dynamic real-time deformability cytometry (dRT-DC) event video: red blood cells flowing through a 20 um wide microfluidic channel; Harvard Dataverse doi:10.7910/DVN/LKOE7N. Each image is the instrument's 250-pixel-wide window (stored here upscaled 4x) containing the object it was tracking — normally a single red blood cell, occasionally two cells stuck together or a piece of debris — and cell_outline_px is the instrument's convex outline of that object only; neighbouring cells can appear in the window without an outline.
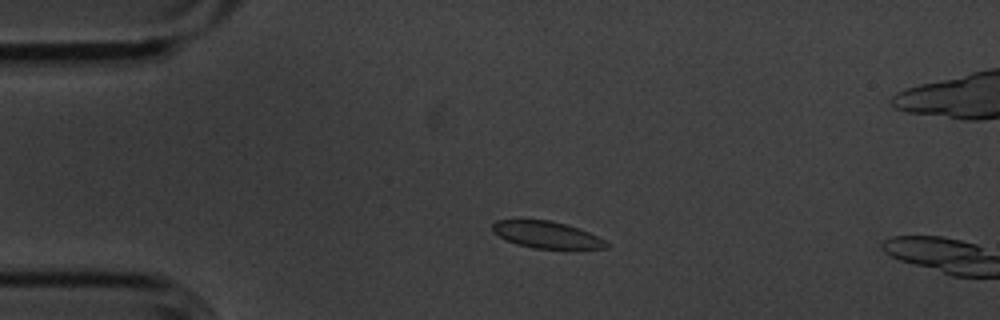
{"species": "common noctule bat (a hibernating species)", "species_latin": "Nyctalus noctula", "temperature_condition": "cold", "stored_images_in_passage": 3, "camera_frame_rate_fps": 3000, "um_per_image_px": 0.085, "animal": {"sex": "male", "body_mass_g": 20.1, "forearm_length_mm": 53.5}, "frame": {"image": 1, "passage_image": 2, "time_ms": 0.333, "image_size_px": [1000, 320], "cell_outline_px": [[608, 248], [572, 252], [564, 252], [532, 248], [516, 244], [492, 232], [492, 224], [496, 220], [548, 220], [564, 224], [588, 232], [604, 240], [608, 244]], "centroid_in_image_um": [46.54, 20.03], "position_along_channel_um": 38.5, "area_um2": 18.55}}